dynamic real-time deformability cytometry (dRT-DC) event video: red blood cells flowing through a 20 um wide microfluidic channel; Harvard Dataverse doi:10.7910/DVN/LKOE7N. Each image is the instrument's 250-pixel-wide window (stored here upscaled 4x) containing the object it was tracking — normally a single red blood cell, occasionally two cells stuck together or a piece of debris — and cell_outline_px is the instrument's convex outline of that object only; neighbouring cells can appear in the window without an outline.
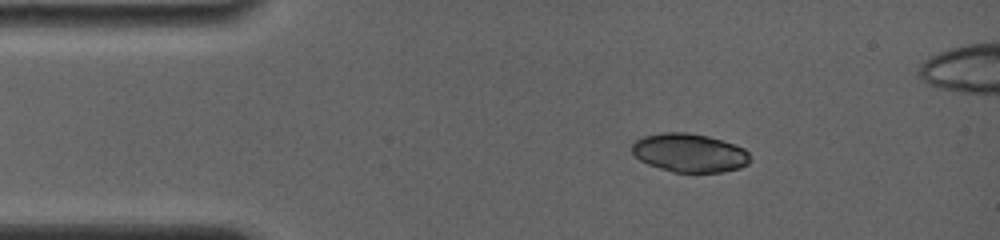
{"species": "common noctule bat (a hibernating species)", "species_latin": "Nyctalus noctula", "temperature_condition": "room temperature", "stored_images_in_passage": 5, "camera_frame_rate_fps": 4000, "um_per_image_px": 0.085, "animal": {"sex": "female", "body_mass_g": 19.0, "forearm_length_mm": 56.7}, "frame": {"image": 1, "passage_image": 1, "time_ms": 0.0, "image_size_px": [1000, 240], "cell_outline_px": [[752, 160], [748, 164], [740, 168], [720, 172], [672, 172], [648, 164], [640, 160], [632, 152], [632, 144], [636, 140], [644, 136], [664, 132], [688, 132], [708, 136], [744, 148], [748, 152]], "centroid_in_image_um": [58.62, 12.99], "position_along_channel_um": 26.4, "area_um2": 26.53}}